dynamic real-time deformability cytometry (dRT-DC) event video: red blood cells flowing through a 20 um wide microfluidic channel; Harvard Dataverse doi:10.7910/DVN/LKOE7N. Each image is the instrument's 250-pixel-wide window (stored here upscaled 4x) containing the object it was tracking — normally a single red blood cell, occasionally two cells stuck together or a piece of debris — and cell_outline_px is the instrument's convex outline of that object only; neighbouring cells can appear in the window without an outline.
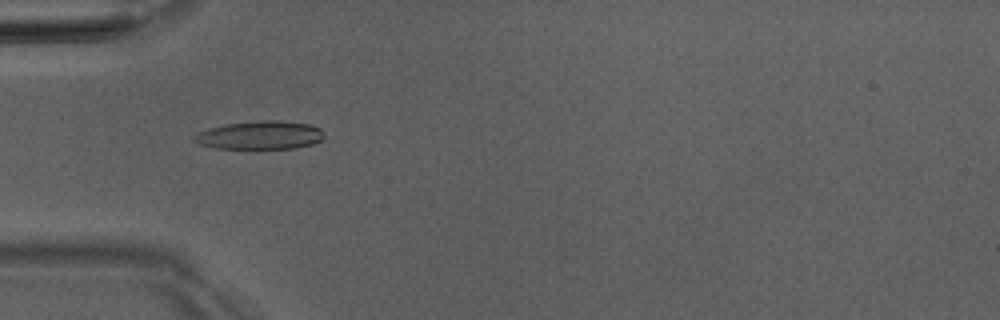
{"species": "Egyptian fruit bat (a non-hibernating species)", "species_latin": "Rousettus aegyptiacus", "temperature_condition": "room temperature", "stored_images_in_passage": 8, "camera_frame_rate_fps": 3000, "um_per_image_px": 0.085, "animal": {"sex": "male"}, "frame": {"image": 1, "passage_image": 5, "time_ms": 4.667, "image_size_px": [1000, 320], "cell_outline_px": [[324, 136], [320, 140], [312, 144], [292, 148], [212, 148], [200, 144], [192, 140], [192, 136], [196, 132], [208, 128], [228, 124], [264, 120], [276, 120], [312, 124], [320, 128], [324, 132]], "centroid_in_image_um": [22.08, 11.48], "position_along_channel_um": 62.9, "area_um2": 21.44}}
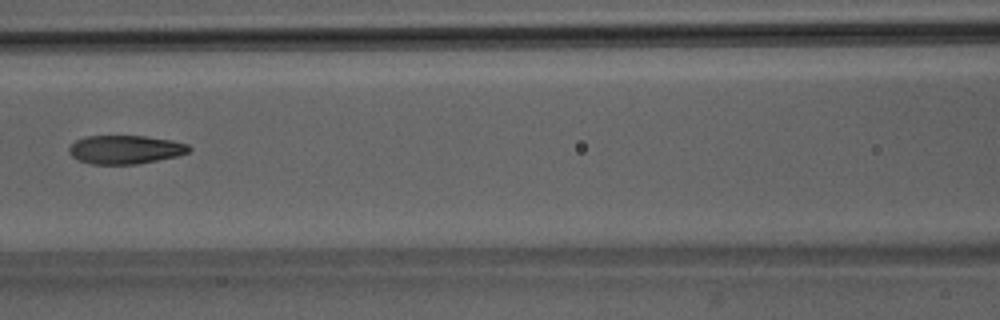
{"frame": {"image": 2, "passage_image": 7, "time_ms": 7.0, "image_size_px": [1000, 320], "cell_outline_px": [[192, 148], [188, 152], [176, 156], [136, 164], [92, 164], [80, 160], [72, 156], [68, 152], [68, 148], [76, 140], [84, 136], [144, 136], [172, 140], [188, 144]], "centroid_in_image_um": [10.64, 12.7], "position_along_channel_um": 156.0, "area_um2": 19.88}}